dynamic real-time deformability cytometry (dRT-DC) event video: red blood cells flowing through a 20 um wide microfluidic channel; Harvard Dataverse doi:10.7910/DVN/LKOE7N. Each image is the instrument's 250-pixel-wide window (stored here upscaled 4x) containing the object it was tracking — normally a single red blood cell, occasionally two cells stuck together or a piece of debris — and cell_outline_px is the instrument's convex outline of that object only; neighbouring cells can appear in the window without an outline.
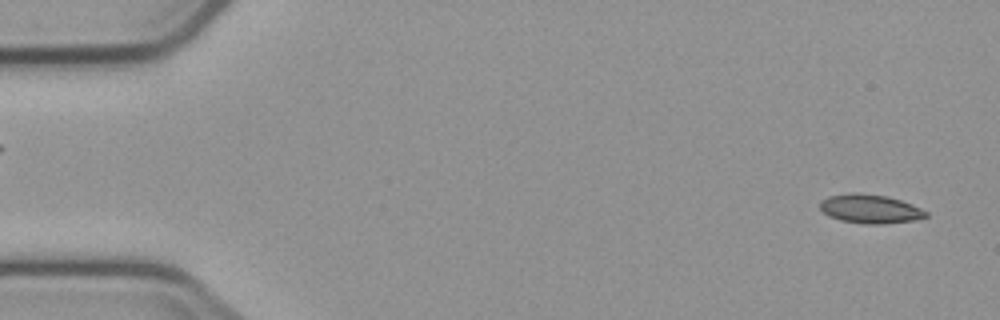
{"species": "common noctule bat (a hibernating species)", "species_latin": "Nyctalus noctula", "temperature_condition": "cold", "stored_images_in_passage": 5, "segment_of_instrument_passage": [2, 2], "camera_frame_rate_fps": 3000, "um_per_image_px": 0.085, "animal": {"sex": "male", "body_mass_g": 23.1, "forearm_length_mm": 52.7}, "frame": {"image": 1, "passage_image": 5, "time_ms": 5.667, "image_size_px": [1000, 320], "cell_outline_px": [[928, 216], [916, 220], [884, 224], [864, 224], [840, 220], [828, 216], [820, 208], [820, 200], [828, 196], [852, 192], [860, 192], [888, 196], [912, 204], [928, 212]], "centroid_in_image_um": [73.96, 17.75], "position_along_channel_um": 11.0, "area_um2": 18.09}}